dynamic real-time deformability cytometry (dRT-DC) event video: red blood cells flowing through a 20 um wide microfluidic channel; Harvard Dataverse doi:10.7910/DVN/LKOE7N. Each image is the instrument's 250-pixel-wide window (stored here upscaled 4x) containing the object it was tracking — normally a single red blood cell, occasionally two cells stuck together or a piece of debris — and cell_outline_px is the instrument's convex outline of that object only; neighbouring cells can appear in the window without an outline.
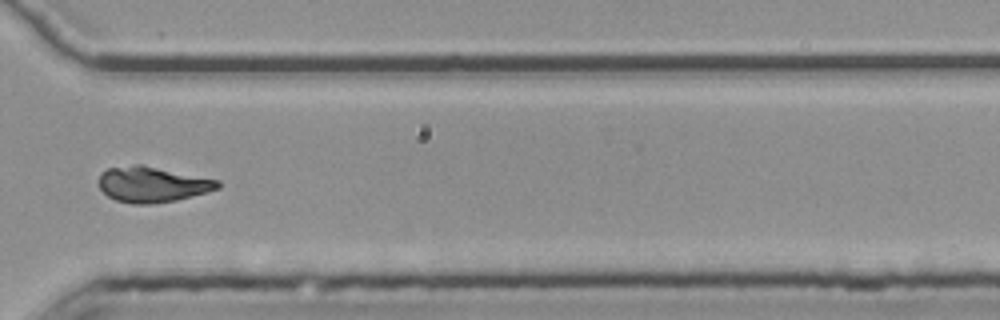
{"species": "common noctule bat (a hibernating species)", "species_latin": "Nyctalus noctula", "temperature_condition": "room temperature", "stored_images_in_passage": 13, "camera_frame_rate_fps": 3000, "um_per_image_px": 0.085, "animal": {"sex": "female", "body_mass_g": 25.1}, "frame": {"image": 1, "passage_image": 11, "time_ms": 3.333, "image_size_px": [1000, 320], "cell_outline_px": [[220, 188], [176, 200], [148, 204], [132, 204], [116, 200], [108, 196], [100, 188], [100, 172], [108, 168], [136, 164], [144, 164], [220, 180]], "centroid_in_image_um": [12.95, 15.66], "position_along_channel_um": 357.6, "area_um2": 24.68}}
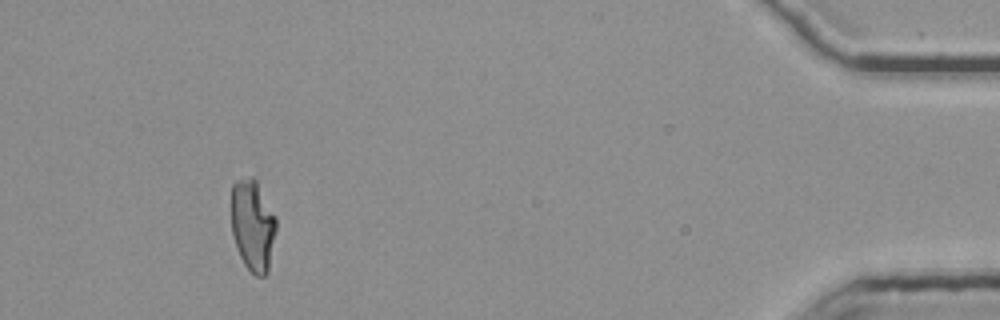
{"frame": {"image": 2, "passage_image": 13, "time_ms": 4.0, "image_size_px": [1000, 320], "cell_outline_px": [[276, 228], [268, 272], [264, 276], [256, 276], [244, 264], [240, 256], [232, 232], [232, 184], [236, 180], [252, 176], [256, 180], [276, 216]], "centroid_in_image_um": [21.49, 19.14], "position_along_channel_um": 413.7, "area_um2": 23.76}}